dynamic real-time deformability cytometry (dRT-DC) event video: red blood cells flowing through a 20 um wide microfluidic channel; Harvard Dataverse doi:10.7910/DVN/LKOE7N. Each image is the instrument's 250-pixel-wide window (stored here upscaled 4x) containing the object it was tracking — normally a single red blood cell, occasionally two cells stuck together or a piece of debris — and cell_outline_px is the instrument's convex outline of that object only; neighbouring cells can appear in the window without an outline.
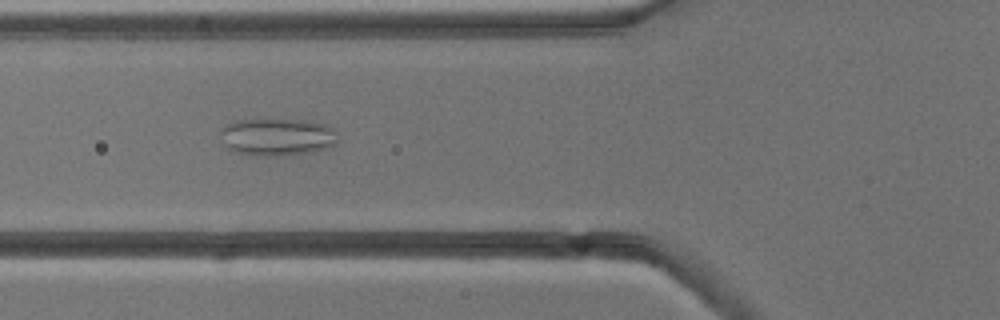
{"species": "common noctule bat (a hibernating species)", "species_latin": "Nyctalus noctula", "temperature_condition": "cold", "stored_images_in_passage": 8, "camera_frame_rate_fps": 3000, "um_per_image_px": 0.085, "animal": {"sex": "male", "body_mass_g": 13.3}, "frame": {"image": 1, "passage_image": 6, "time_ms": 5.667, "image_size_px": [1000, 320], "cell_outline_px": [[340, 140], [332, 148], [312, 152], [280, 156], [260, 156], [236, 152], [228, 148], [224, 144], [220, 132], [220, 128], [236, 120], [308, 120], [328, 124], [336, 132]], "centroid_in_image_um": [23.64, 11.65], "position_along_channel_um": 102.2, "area_um2": 26.01}}